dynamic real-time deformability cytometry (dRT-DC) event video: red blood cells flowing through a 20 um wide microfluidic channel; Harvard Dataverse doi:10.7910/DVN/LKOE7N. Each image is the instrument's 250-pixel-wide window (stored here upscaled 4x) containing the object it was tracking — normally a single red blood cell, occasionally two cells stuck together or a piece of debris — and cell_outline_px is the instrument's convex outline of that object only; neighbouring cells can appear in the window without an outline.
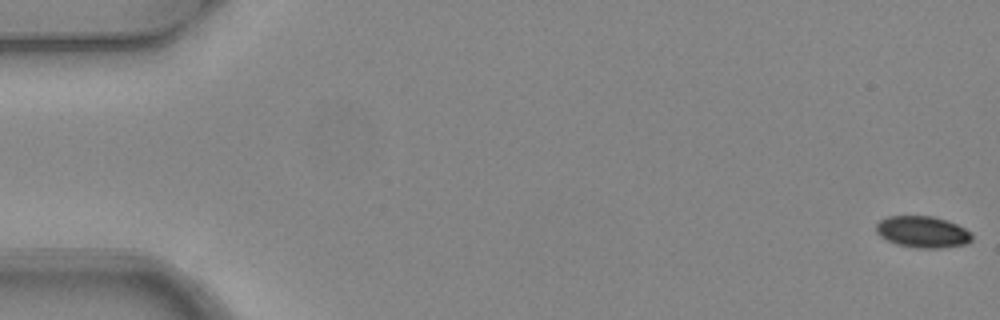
{"species": "common noctule bat (a hibernating species)", "species_latin": "Nyctalus noctula", "temperature_condition": "warm", "stored_images_in_passage": 5, "camera_frame_rate_fps": 3000, "um_per_image_px": 0.085, "animal": {"sex": "female", "body_mass_g": 24.6, "forearm_length_mm": 56.2}, "frame": {"image": 1, "passage_image": 1, "time_ms": 0.0, "image_size_px": [1000, 320], "cell_outline_px": [[972, 240], [964, 244], [940, 248], [916, 248], [896, 244], [880, 236], [876, 232], [876, 224], [880, 220], [888, 216], [932, 216], [956, 224], [964, 228], [972, 236]], "centroid_in_image_um": [78.38, 19.71], "position_along_channel_um": 6.6, "area_um2": 17.4}}
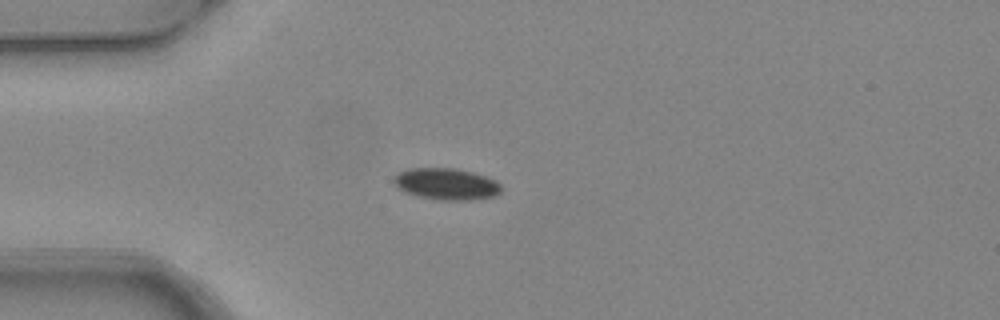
{"frame": {"image": 2, "passage_image": 5, "time_ms": 1.333, "image_size_px": [1000, 320], "cell_outline_px": [[500, 192], [492, 196], [472, 200], [440, 200], [420, 196], [404, 192], [392, 180], [392, 176], [408, 168], [456, 168], [472, 172], [496, 180], [500, 184]], "centroid_in_image_um": [37.92, 15.63], "position_along_channel_um": 47.1, "area_um2": 19.65}}